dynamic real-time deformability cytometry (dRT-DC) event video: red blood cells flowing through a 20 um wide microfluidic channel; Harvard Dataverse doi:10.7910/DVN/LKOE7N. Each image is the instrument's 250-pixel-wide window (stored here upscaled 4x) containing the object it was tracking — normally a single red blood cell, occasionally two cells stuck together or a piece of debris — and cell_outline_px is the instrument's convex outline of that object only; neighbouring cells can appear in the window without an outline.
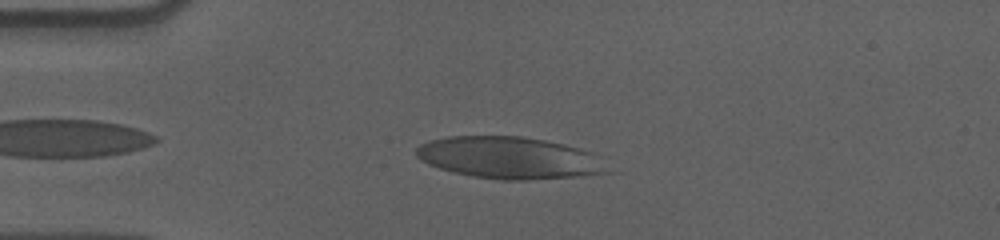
{"species": "human", "species_latin": "Homo sapiens", "temperature_condition": "cold", "stored_images_in_passage": 42, "camera_frame_rate_fps": 3000, "um_per_image_px": 0.085, "donor": {"sex": "male"}, "frame": {"image": 1, "passage_image": 5, "time_ms": 1.333, "image_size_px": [1000, 240], "cell_outline_px": [[612, 172], [580, 176], [524, 180], [500, 180], [472, 176], [452, 172], [428, 164], [420, 160], [416, 156], [416, 148], [420, 144], [432, 140], [448, 136], [520, 136], [544, 140], [564, 144], [592, 152]], "centroid_in_image_um": [43.27, 13.42], "position_along_channel_um": 41.7, "area_um2": 46.64}}
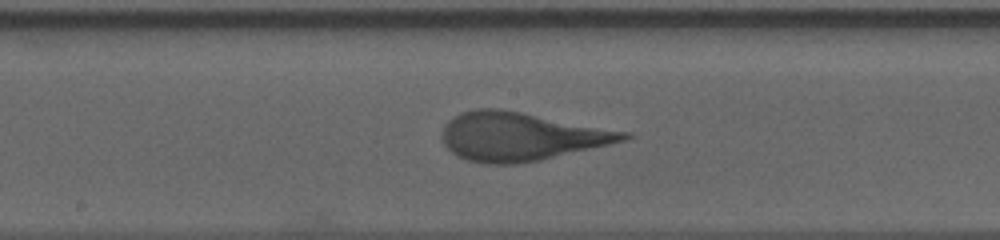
{"frame": {"image": 2, "passage_image": 21, "time_ms": 6.667, "image_size_px": [1000, 240], "cell_outline_px": [[636, 136], [624, 140], [608, 144], [540, 160], [520, 164], [484, 164], [464, 160], [456, 156], [444, 144], [440, 136], [444, 124], [452, 116], [460, 112], [476, 108], [500, 108], [632, 132]], "centroid_in_image_um": [44.22, 11.59], "position_along_channel_um": 204.0, "area_um2": 51.67}}
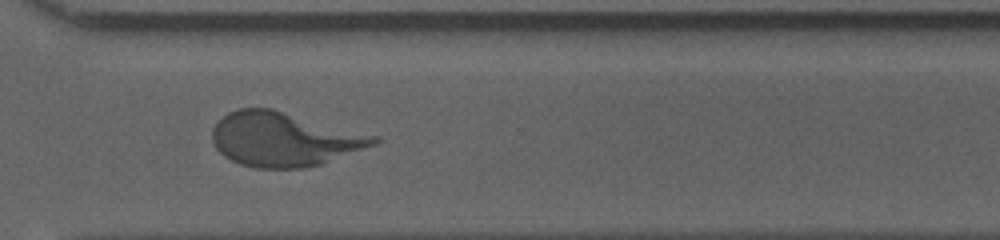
{"frame": {"image": 3, "passage_image": 33, "time_ms": 10.667, "image_size_px": [1000, 240], "cell_outline_px": [[380, 140], [376, 144], [320, 164], [304, 168], [256, 168], [240, 164], [224, 156], [216, 148], [212, 140], [212, 128], [228, 112], [240, 108], [272, 108], [380, 136]], "centroid_in_image_um": [24.15, 11.83], "position_along_channel_um": 346.4, "area_um2": 50.92}, "authors_computed_cell_mechanics": {"area_um2": 49.2167, "velocity_mm_per_s": 3.562, "shape_relaxation_time_tau1_ms": 4.7059, "shape_relaxation_time_tau2_ms": null, "deformation_change_tau1": 0.2221, "deformation_change_tau2": null}}